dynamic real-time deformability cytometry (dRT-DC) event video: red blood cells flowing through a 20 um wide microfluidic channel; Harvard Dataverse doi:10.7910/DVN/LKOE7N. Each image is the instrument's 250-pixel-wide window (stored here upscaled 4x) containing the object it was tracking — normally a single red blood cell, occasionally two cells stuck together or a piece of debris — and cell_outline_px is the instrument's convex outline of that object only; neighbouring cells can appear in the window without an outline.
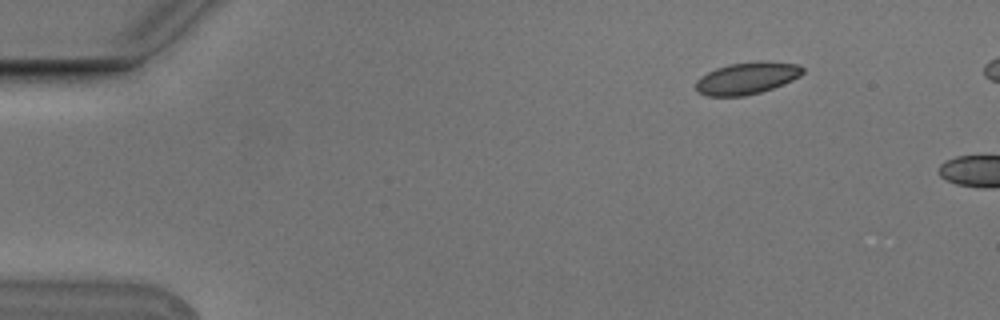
{"species": "Egyptian fruit bat (a non-hibernating species)", "species_latin": "Rousettus aegyptiacus", "temperature_condition": "cold", "stored_images_in_passage": 2, "camera_frame_rate_fps": 3000, "um_per_image_px": 0.085, "animal": {"sex": "male"}, "frame": {"image": 1, "passage_image": 1, "time_ms": 0.0, "image_size_px": [1000, 320], "cell_outline_px": [[804, 72], [800, 76], [784, 84], [760, 92], [744, 96], [708, 96], [700, 92], [696, 88], [696, 80], [700, 76], [716, 68], [728, 64], [768, 60], [796, 64], [804, 68]], "centroid_in_image_um": [63.5, 6.63], "position_along_channel_um": 21.5, "area_um2": 19.94}}